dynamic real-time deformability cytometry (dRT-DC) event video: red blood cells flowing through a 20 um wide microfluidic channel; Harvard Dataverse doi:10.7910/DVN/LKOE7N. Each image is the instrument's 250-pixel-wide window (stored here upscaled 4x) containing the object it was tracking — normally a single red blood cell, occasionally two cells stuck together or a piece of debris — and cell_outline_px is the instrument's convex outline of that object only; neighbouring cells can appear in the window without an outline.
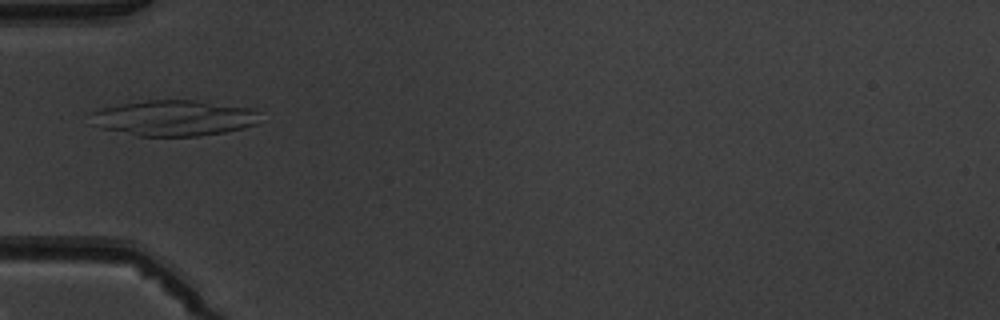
{"species": "common noctule bat (a hibernating species)", "species_latin": "Nyctalus noctula", "temperature_condition": "warm", "stored_images_in_passage": 6, "camera_frame_rate_fps": 3000, "um_per_image_px": 0.085, "animal": {"sex": "male", "body_mass_g": 19.5, "forearm_length_mm": 54.6}, "frame": {"image": 1, "passage_image": 5, "time_ms": 5.0, "image_size_px": [1000, 320], "cell_outline_px": [[260, 112], [256, 124], [244, 128], [224, 132], [200, 136], [136, 136], [100, 128], [92, 124], [92, 112], [100, 108], [120, 104], [148, 100], [196, 100], [256, 108]], "centroid_in_image_um": [14.81, 10.03], "position_along_channel_um": 70.2, "area_um2": 35.6}}
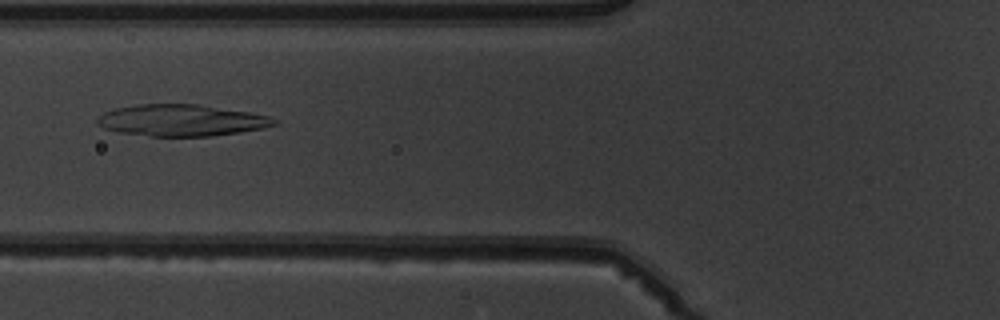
{"frame": {"image": 2, "passage_image": 6, "time_ms": 6.0, "image_size_px": [1000, 320], "cell_outline_px": [[276, 124], [264, 128], [240, 132], [212, 136], [148, 136], [120, 132], [104, 128], [96, 124], [96, 120], [104, 112], [116, 108], [136, 104], [200, 104], [272, 116], [276, 120]], "centroid_in_image_um": [15.43, 10.22], "position_along_channel_um": 110.4, "area_um2": 32.6}}